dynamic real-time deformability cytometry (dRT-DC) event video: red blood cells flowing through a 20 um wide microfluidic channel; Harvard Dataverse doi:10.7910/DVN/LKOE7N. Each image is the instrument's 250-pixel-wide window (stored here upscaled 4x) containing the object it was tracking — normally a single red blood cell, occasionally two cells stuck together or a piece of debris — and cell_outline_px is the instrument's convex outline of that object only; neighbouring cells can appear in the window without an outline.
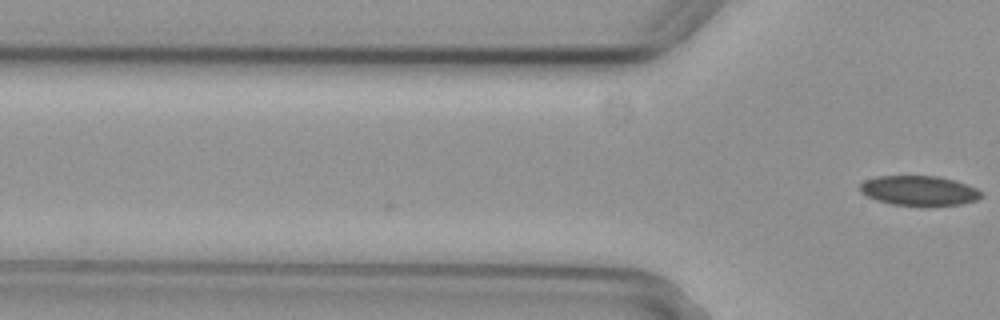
{"species": "common noctule bat (a hibernating species)", "species_latin": "Nyctalus noctula", "temperature_condition": "cold", "stored_images_in_passage": 2, "camera_frame_rate_fps": 3000, "um_per_image_px": 0.085, "animal": {"sex": "female", "body_mass_g": 29.2, "forearm_length_mm": 56.3}, "frame": {"image": 1, "passage_image": 2, "time_ms": 0.333, "image_size_px": [1000, 320], "cell_outline_px": [[984, 196], [976, 200], [960, 204], [928, 208], [920, 208], [892, 204], [876, 200], [864, 196], [860, 192], [860, 184], [864, 180], [880, 176], [936, 176], [952, 180], [976, 188], [984, 192]], "centroid_in_image_um": [78.12, 16.25], "position_along_channel_um": 47.7, "area_um2": 21.73}}